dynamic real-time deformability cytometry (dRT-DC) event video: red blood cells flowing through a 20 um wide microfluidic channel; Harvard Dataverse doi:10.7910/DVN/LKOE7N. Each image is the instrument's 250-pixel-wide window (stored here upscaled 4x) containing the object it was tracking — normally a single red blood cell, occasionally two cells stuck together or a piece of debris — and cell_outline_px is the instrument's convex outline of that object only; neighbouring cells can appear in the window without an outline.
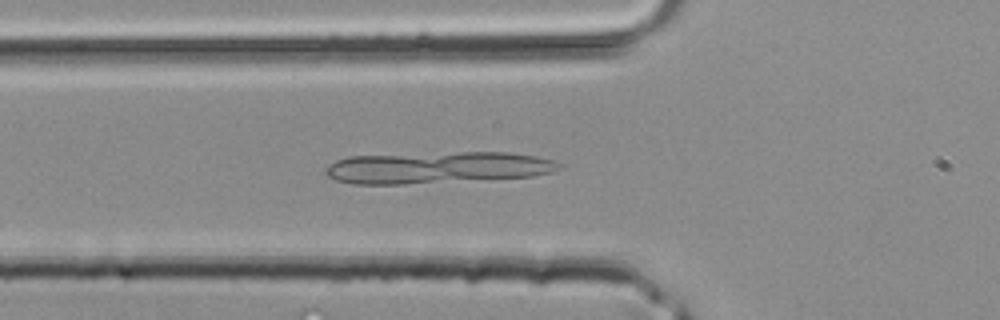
{"species": "common noctule bat (a hibernating species)", "species_latin": "Nyctalus noctula", "temperature_condition": "room temperature", "stored_images_in_passage": 20, "camera_frame_rate_fps": 3000, "um_per_image_px": 0.085, "animal": {"sex": "male", "body_mass_g": 20.4}, "frame": {"image": 1, "passage_image": 8, "time_ms": 2.333, "image_size_px": [1000, 320], "cell_outline_px": [[564, 168], [552, 172], [532, 176], [404, 184], [352, 184], [336, 180], [328, 176], [324, 172], [324, 168], [328, 164], [336, 160], [348, 156], [460, 152], [508, 152], [536, 156], [552, 160], [564, 164]], "centroid_in_image_um": [37.16, 14.24], "position_along_channel_um": 88.6, "area_um2": 43.18}}
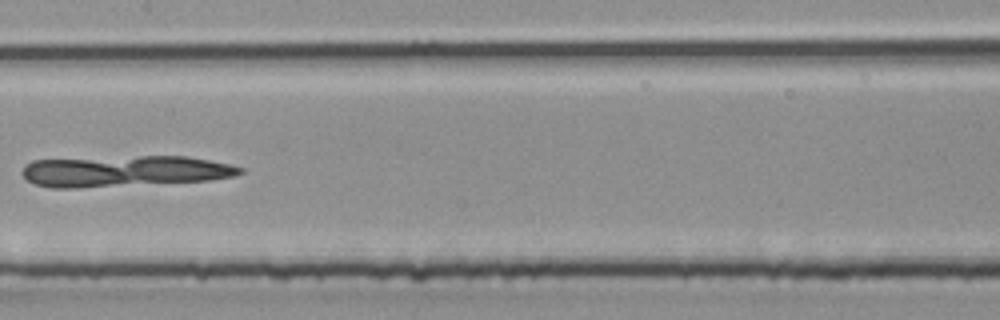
{"frame": {"image": 2, "passage_image": 14, "time_ms": 4.333, "image_size_px": [1000, 320], "cell_outline_px": [[244, 172], [236, 176], [208, 180], [76, 188], [48, 188], [36, 184], [28, 180], [20, 172], [32, 160], [140, 156], [188, 156], [228, 164], [244, 168]], "centroid_in_image_um": [10.59, 14.55], "position_along_channel_um": 196.8, "area_um2": 39.19}}
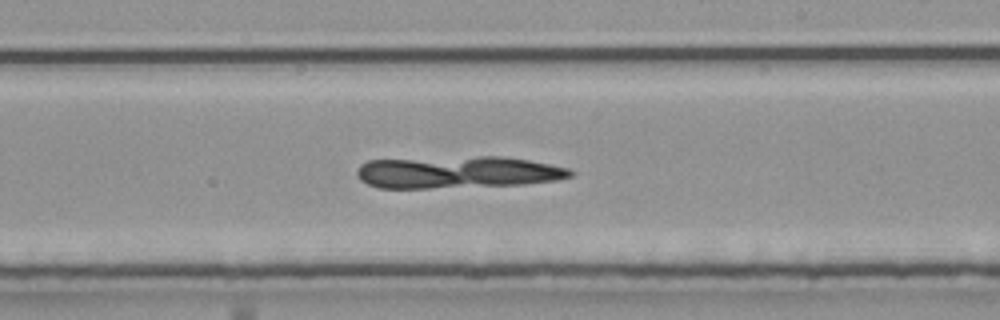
{"frame": {"image": 3, "passage_image": 17, "time_ms": 5.333, "image_size_px": [1000, 320], "cell_outline_px": [[576, 172], [572, 176], [556, 180], [524, 184], [428, 188], [380, 188], [368, 184], [360, 180], [356, 176], [356, 172], [360, 164], [368, 160], [480, 156], [500, 156], [528, 160], [568, 168]], "centroid_in_image_um": [38.87, 14.64], "position_along_channel_um": 250.1, "area_um2": 39.88}}